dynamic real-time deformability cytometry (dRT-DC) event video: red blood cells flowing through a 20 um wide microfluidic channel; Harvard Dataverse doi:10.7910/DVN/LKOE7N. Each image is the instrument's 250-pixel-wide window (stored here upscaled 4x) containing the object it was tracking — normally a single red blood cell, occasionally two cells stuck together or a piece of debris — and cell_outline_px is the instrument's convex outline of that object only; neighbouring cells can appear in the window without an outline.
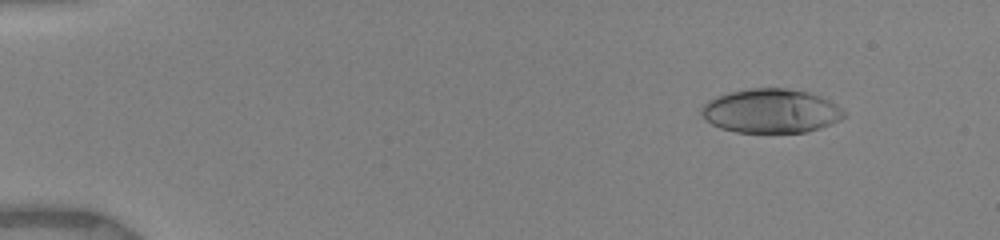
{"species": "human", "species_latin": "Homo sapiens", "temperature_condition": "warm", "stored_images_in_passage": 10, "camera_frame_rate_fps": 3000, "um_per_image_px": 0.085, "donor": {"sex": "female"}, "frame": {"image": 1, "passage_image": 3, "time_ms": 0.667, "image_size_px": [1000, 240], "cell_outline_px": [[844, 116], [840, 120], [820, 128], [804, 132], [736, 132], [720, 128], [704, 120], [700, 112], [700, 108], [708, 100], [716, 96], [728, 92], [748, 88], [788, 88], [808, 92], [820, 96], [828, 100], [840, 108], [844, 112]], "centroid_in_image_um": [65.47, 9.42], "position_along_channel_um": 19.5, "area_um2": 36.65}}
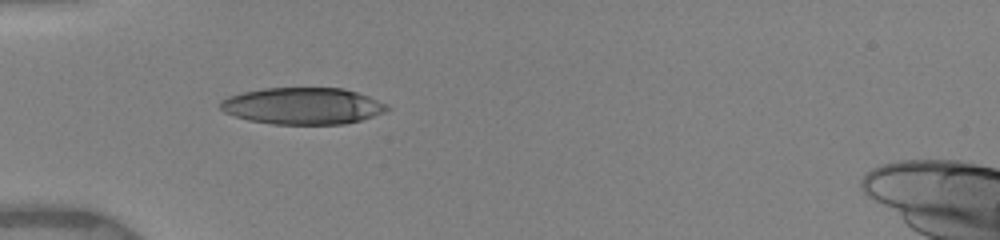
{"frame": {"image": 2, "passage_image": 9, "time_ms": 4.333, "image_size_px": [1000, 240], "cell_outline_px": [[392, 108], [384, 112], [360, 120], [344, 124], [272, 124], [248, 120], [224, 112], [220, 108], [220, 100], [228, 96], [244, 92], [264, 88], [344, 88], [368, 96], [388, 104]], "centroid_in_image_um": [25.73, 9.0], "position_along_channel_um": 59.3, "area_um2": 35.66}}
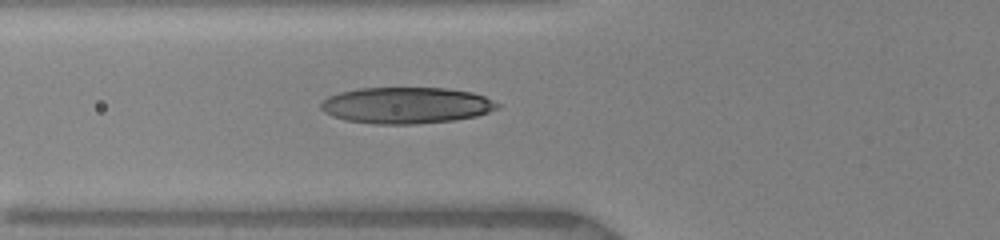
{"frame": {"image": 3, "passage_image": 10, "time_ms": 5.333, "image_size_px": [1000, 240], "cell_outline_px": [[500, 108], [476, 116], [452, 120], [416, 124], [376, 124], [344, 120], [332, 116], [324, 112], [320, 108], [320, 104], [328, 96], [340, 92], [360, 88], [448, 88], [472, 92], [484, 96], [500, 104]], "centroid_in_image_um": [34.53, 8.95], "position_along_channel_um": 91.3, "area_um2": 37.45}}